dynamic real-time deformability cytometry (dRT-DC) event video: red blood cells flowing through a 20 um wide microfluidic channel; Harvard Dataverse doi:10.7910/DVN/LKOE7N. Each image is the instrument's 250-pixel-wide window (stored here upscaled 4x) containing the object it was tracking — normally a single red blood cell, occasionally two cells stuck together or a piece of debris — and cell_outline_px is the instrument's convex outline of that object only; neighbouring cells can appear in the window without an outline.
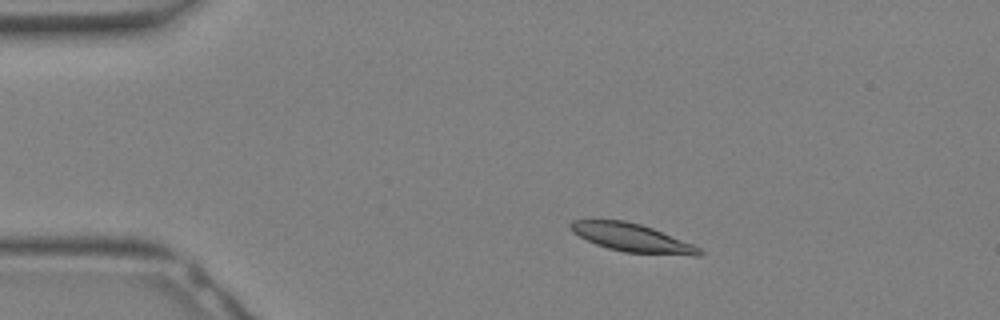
{"species": "Egyptian fruit bat (a non-hibernating species)", "species_latin": "Rousettus aegyptiacus", "temperature_condition": "warm", "stored_images_in_passage": 28, "camera_frame_rate_fps": 3000, "um_per_image_px": 0.085, "animal": {"sex": "female"}, "frame": {"image": 1, "passage_image": 5, "time_ms": 1.333, "image_size_px": [1000, 320], "cell_outline_px": [[704, 252], [700, 256], [692, 256], [624, 252], [608, 248], [596, 244], [572, 232], [568, 228], [568, 224], [572, 220], [624, 220], [640, 224], [652, 228], [692, 244], [700, 248]], "centroid_in_image_um": [53.72, 20.21], "position_along_channel_um": 31.3, "area_um2": 21.1}}
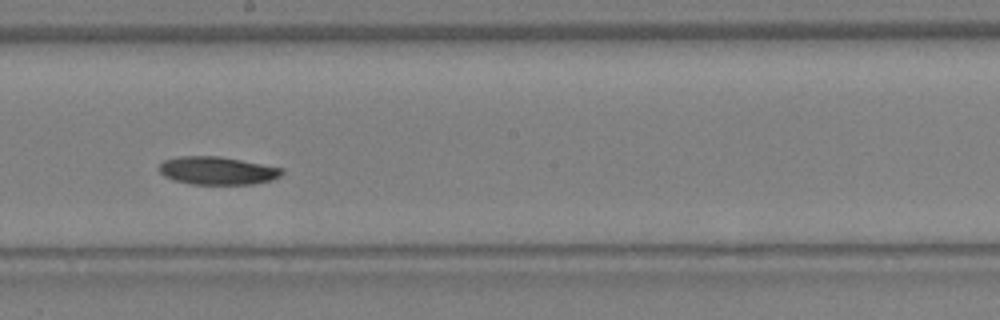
{"frame": {"image": 2, "passage_image": 17, "time_ms": 5.333, "image_size_px": [1000, 320], "cell_outline_px": [[284, 172], [280, 176], [272, 180], [252, 184], [192, 184], [176, 180], [164, 176], [160, 172], [160, 164], [164, 160], [180, 156], [220, 156], [284, 168]], "centroid_in_image_um": [18.51, 14.5], "position_along_channel_um": 229.7, "area_um2": 19.94}}
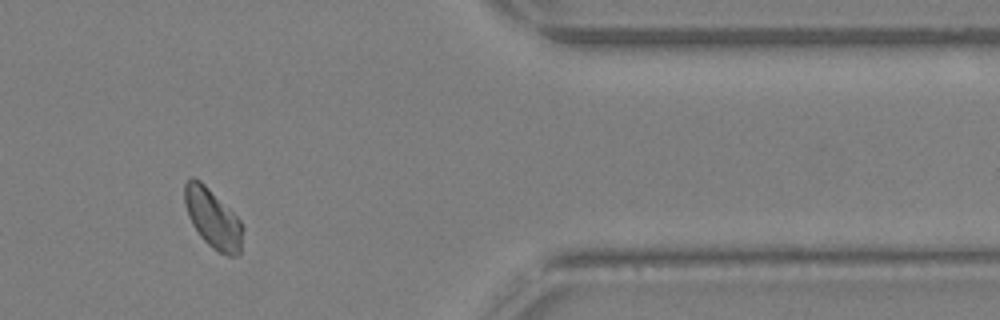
{"frame": {"image": 3, "passage_image": 26, "time_ms": 8.333, "image_size_px": [1000, 320], "cell_outline_px": [[244, 228], [240, 252], [236, 256], [228, 256], [212, 248], [200, 236], [192, 224], [188, 216], [184, 204], [184, 184], [192, 176], [200, 180], [240, 220]], "centroid_in_image_um": [18.08, 18.58], "position_along_channel_um": 393.3, "area_um2": 19.94}}